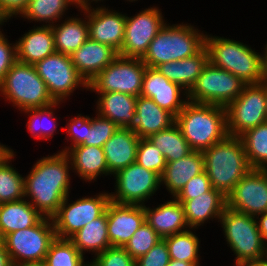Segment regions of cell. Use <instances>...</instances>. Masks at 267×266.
Segmentation results:
<instances>
[{
    "label": "cell",
    "instance_id": "obj_17",
    "mask_svg": "<svg viewBox=\"0 0 267 266\" xmlns=\"http://www.w3.org/2000/svg\"><path fill=\"white\" fill-rule=\"evenodd\" d=\"M187 94L180 85L168 80L156 68L146 67L141 96L151 98L159 107L176 117L188 101ZM184 96L185 99H182Z\"/></svg>",
    "mask_w": 267,
    "mask_h": 266
},
{
    "label": "cell",
    "instance_id": "obj_10",
    "mask_svg": "<svg viewBox=\"0 0 267 266\" xmlns=\"http://www.w3.org/2000/svg\"><path fill=\"white\" fill-rule=\"evenodd\" d=\"M146 65L141 58L118 56L90 82L92 92H121L135 97L141 95Z\"/></svg>",
    "mask_w": 267,
    "mask_h": 266
},
{
    "label": "cell",
    "instance_id": "obj_13",
    "mask_svg": "<svg viewBox=\"0 0 267 266\" xmlns=\"http://www.w3.org/2000/svg\"><path fill=\"white\" fill-rule=\"evenodd\" d=\"M34 66L56 102H64L78 87L88 90V83L78 73L69 55L55 52Z\"/></svg>",
    "mask_w": 267,
    "mask_h": 266
},
{
    "label": "cell",
    "instance_id": "obj_3",
    "mask_svg": "<svg viewBox=\"0 0 267 266\" xmlns=\"http://www.w3.org/2000/svg\"><path fill=\"white\" fill-rule=\"evenodd\" d=\"M204 169L211 187L227 197L251 169L239 137L228 136L203 151Z\"/></svg>",
    "mask_w": 267,
    "mask_h": 266
},
{
    "label": "cell",
    "instance_id": "obj_47",
    "mask_svg": "<svg viewBox=\"0 0 267 266\" xmlns=\"http://www.w3.org/2000/svg\"><path fill=\"white\" fill-rule=\"evenodd\" d=\"M16 61V42L15 44L10 43L3 33L0 32V84Z\"/></svg>",
    "mask_w": 267,
    "mask_h": 266
},
{
    "label": "cell",
    "instance_id": "obj_44",
    "mask_svg": "<svg viewBox=\"0 0 267 266\" xmlns=\"http://www.w3.org/2000/svg\"><path fill=\"white\" fill-rule=\"evenodd\" d=\"M169 262L166 241L161 239L145 255L135 260V266H167Z\"/></svg>",
    "mask_w": 267,
    "mask_h": 266
},
{
    "label": "cell",
    "instance_id": "obj_56",
    "mask_svg": "<svg viewBox=\"0 0 267 266\" xmlns=\"http://www.w3.org/2000/svg\"><path fill=\"white\" fill-rule=\"evenodd\" d=\"M167 266H195L193 263L186 262V261H180L175 259H170V262Z\"/></svg>",
    "mask_w": 267,
    "mask_h": 266
},
{
    "label": "cell",
    "instance_id": "obj_54",
    "mask_svg": "<svg viewBox=\"0 0 267 266\" xmlns=\"http://www.w3.org/2000/svg\"><path fill=\"white\" fill-rule=\"evenodd\" d=\"M236 266H267V262L264 259L244 261Z\"/></svg>",
    "mask_w": 267,
    "mask_h": 266
},
{
    "label": "cell",
    "instance_id": "obj_34",
    "mask_svg": "<svg viewBox=\"0 0 267 266\" xmlns=\"http://www.w3.org/2000/svg\"><path fill=\"white\" fill-rule=\"evenodd\" d=\"M252 169L267 167V122L245 131L239 136Z\"/></svg>",
    "mask_w": 267,
    "mask_h": 266
},
{
    "label": "cell",
    "instance_id": "obj_41",
    "mask_svg": "<svg viewBox=\"0 0 267 266\" xmlns=\"http://www.w3.org/2000/svg\"><path fill=\"white\" fill-rule=\"evenodd\" d=\"M87 119V134L82 145L98 146L103 148L104 143L118 130V126L110 119L100 116Z\"/></svg>",
    "mask_w": 267,
    "mask_h": 266
},
{
    "label": "cell",
    "instance_id": "obj_5",
    "mask_svg": "<svg viewBox=\"0 0 267 266\" xmlns=\"http://www.w3.org/2000/svg\"><path fill=\"white\" fill-rule=\"evenodd\" d=\"M209 61L242 80L246 85L259 84L262 76V54L229 38L205 36Z\"/></svg>",
    "mask_w": 267,
    "mask_h": 266
},
{
    "label": "cell",
    "instance_id": "obj_51",
    "mask_svg": "<svg viewBox=\"0 0 267 266\" xmlns=\"http://www.w3.org/2000/svg\"><path fill=\"white\" fill-rule=\"evenodd\" d=\"M265 46V51L262 54V76L260 83L267 85V44Z\"/></svg>",
    "mask_w": 267,
    "mask_h": 266
},
{
    "label": "cell",
    "instance_id": "obj_36",
    "mask_svg": "<svg viewBox=\"0 0 267 266\" xmlns=\"http://www.w3.org/2000/svg\"><path fill=\"white\" fill-rule=\"evenodd\" d=\"M166 241L170 259L186 261L199 266L200 239L190 228L187 231L176 233L163 238Z\"/></svg>",
    "mask_w": 267,
    "mask_h": 266
},
{
    "label": "cell",
    "instance_id": "obj_40",
    "mask_svg": "<svg viewBox=\"0 0 267 266\" xmlns=\"http://www.w3.org/2000/svg\"><path fill=\"white\" fill-rule=\"evenodd\" d=\"M161 239L157 232L145 221L123 248L136 260L145 255Z\"/></svg>",
    "mask_w": 267,
    "mask_h": 266
},
{
    "label": "cell",
    "instance_id": "obj_26",
    "mask_svg": "<svg viewBox=\"0 0 267 266\" xmlns=\"http://www.w3.org/2000/svg\"><path fill=\"white\" fill-rule=\"evenodd\" d=\"M96 102L100 116L110 119L118 127L132 128L135 124L137 97L121 92H96Z\"/></svg>",
    "mask_w": 267,
    "mask_h": 266
},
{
    "label": "cell",
    "instance_id": "obj_14",
    "mask_svg": "<svg viewBox=\"0 0 267 266\" xmlns=\"http://www.w3.org/2000/svg\"><path fill=\"white\" fill-rule=\"evenodd\" d=\"M115 193H110L111 202L117 204L145 205L161 187V177L137 162L125 167L113 175Z\"/></svg>",
    "mask_w": 267,
    "mask_h": 266
},
{
    "label": "cell",
    "instance_id": "obj_23",
    "mask_svg": "<svg viewBox=\"0 0 267 266\" xmlns=\"http://www.w3.org/2000/svg\"><path fill=\"white\" fill-rule=\"evenodd\" d=\"M185 212L187 224L191 230L198 229L205 221L219 219L227 207V198L217 189L196 196L194 199L178 200Z\"/></svg>",
    "mask_w": 267,
    "mask_h": 266
},
{
    "label": "cell",
    "instance_id": "obj_15",
    "mask_svg": "<svg viewBox=\"0 0 267 266\" xmlns=\"http://www.w3.org/2000/svg\"><path fill=\"white\" fill-rule=\"evenodd\" d=\"M163 18L161 9L155 6L146 8L135 16L128 17L126 14L124 41L118 55L142 58L151 41L166 23Z\"/></svg>",
    "mask_w": 267,
    "mask_h": 266
},
{
    "label": "cell",
    "instance_id": "obj_50",
    "mask_svg": "<svg viewBox=\"0 0 267 266\" xmlns=\"http://www.w3.org/2000/svg\"><path fill=\"white\" fill-rule=\"evenodd\" d=\"M11 260L8 252L5 250L4 244L0 239V266H11Z\"/></svg>",
    "mask_w": 267,
    "mask_h": 266
},
{
    "label": "cell",
    "instance_id": "obj_16",
    "mask_svg": "<svg viewBox=\"0 0 267 266\" xmlns=\"http://www.w3.org/2000/svg\"><path fill=\"white\" fill-rule=\"evenodd\" d=\"M227 207L236 212L256 217L267 212V173L251 169L226 197Z\"/></svg>",
    "mask_w": 267,
    "mask_h": 266
},
{
    "label": "cell",
    "instance_id": "obj_6",
    "mask_svg": "<svg viewBox=\"0 0 267 266\" xmlns=\"http://www.w3.org/2000/svg\"><path fill=\"white\" fill-rule=\"evenodd\" d=\"M0 93L19 111L47 107L56 102L35 66L18 60L1 82Z\"/></svg>",
    "mask_w": 267,
    "mask_h": 266
},
{
    "label": "cell",
    "instance_id": "obj_38",
    "mask_svg": "<svg viewBox=\"0 0 267 266\" xmlns=\"http://www.w3.org/2000/svg\"><path fill=\"white\" fill-rule=\"evenodd\" d=\"M84 256L70 239L56 237L50 244L44 262L46 266H85Z\"/></svg>",
    "mask_w": 267,
    "mask_h": 266
},
{
    "label": "cell",
    "instance_id": "obj_46",
    "mask_svg": "<svg viewBox=\"0 0 267 266\" xmlns=\"http://www.w3.org/2000/svg\"><path fill=\"white\" fill-rule=\"evenodd\" d=\"M211 188L210 179L204 171L201 174L191 178L179 191L175 198L177 200L194 199L196 196L208 192Z\"/></svg>",
    "mask_w": 267,
    "mask_h": 266
},
{
    "label": "cell",
    "instance_id": "obj_7",
    "mask_svg": "<svg viewBox=\"0 0 267 266\" xmlns=\"http://www.w3.org/2000/svg\"><path fill=\"white\" fill-rule=\"evenodd\" d=\"M219 221L227 244L236 255L234 266L263 259L266 242L259 232L256 217L226 207Z\"/></svg>",
    "mask_w": 267,
    "mask_h": 266
},
{
    "label": "cell",
    "instance_id": "obj_37",
    "mask_svg": "<svg viewBox=\"0 0 267 266\" xmlns=\"http://www.w3.org/2000/svg\"><path fill=\"white\" fill-rule=\"evenodd\" d=\"M14 153L0 164V204L25 198L24 176L9 164L16 157Z\"/></svg>",
    "mask_w": 267,
    "mask_h": 266
},
{
    "label": "cell",
    "instance_id": "obj_4",
    "mask_svg": "<svg viewBox=\"0 0 267 266\" xmlns=\"http://www.w3.org/2000/svg\"><path fill=\"white\" fill-rule=\"evenodd\" d=\"M205 36L206 33L191 24L165 23L141 59L147 67L156 68L163 63L195 56L205 47Z\"/></svg>",
    "mask_w": 267,
    "mask_h": 266
},
{
    "label": "cell",
    "instance_id": "obj_21",
    "mask_svg": "<svg viewBox=\"0 0 267 266\" xmlns=\"http://www.w3.org/2000/svg\"><path fill=\"white\" fill-rule=\"evenodd\" d=\"M140 138L131 128L119 127L103 145L107 168L111 175L136 162Z\"/></svg>",
    "mask_w": 267,
    "mask_h": 266
},
{
    "label": "cell",
    "instance_id": "obj_31",
    "mask_svg": "<svg viewBox=\"0 0 267 266\" xmlns=\"http://www.w3.org/2000/svg\"><path fill=\"white\" fill-rule=\"evenodd\" d=\"M82 18L67 17L64 23L52 25L56 52L71 55L89 38V28L87 23V9L82 10Z\"/></svg>",
    "mask_w": 267,
    "mask_h": 266
},
{
    "label": "cell",
    "instance_id": "obj_53",
    "mask_svg": "<svg viewBox=\"0 0 267 266\" xmlns=\"http://www.w3.org/2000/svg\"><path fill=\"white\" fill-rule=\"evenodd\" d=\"M14 152L13 149L6 147L0 143V164L7 159L12 153Z\"/></svg>",
    "mask_w": 267,
    "mask_h": 266
},
{
    "label": "cell",
    "instance_id": "obj_11",
    "mask_svg": "<svg viewBox=\"0 0 267 266\" xmlns=\"http://www.w3.org/2000/svg\"><path fill=\"white\" fill-rule=\"evenodd\" d=\"M67 196L58 211L51 217L56 237L70 239L87 223L100 217L111 202L110 193L102 192L94 197L85 196L72 203Z\"/></svg>",
    "mask_w": 267,
    "mask_h": 266
},
{
    "label": "cell",
    "instance_id": "obj_57",
    "mask_svg": "<svg viewBox=\"0 0 267 266\" xmlns=\"http://www.w3.org/2000/svg\"><path fill=\"white\" fill-rule=\"evenodd\" d=\"M7 20L9 21V19L6 17V15L2 12V10L0 8V26H2L4 24V22H7Z\"/></svg>",
    "mask_w": 267,
    "mask_h": 266
},
{
    "label": "cell",
    "instance_id": "obj_20",
    "mask_svg": "<svg viewBox=\"0 0 267 266\" xmlns=\"http://www.w3.org/2000/svg\"><path fill=\"white\" fill-rule=\"evenodd\" d=\"M118 56V52L109 45L99 43L90 38L70 55L78 73L87 83Z\"/></svg>",
    "mask_w": 267,
    "mask_h": 266
},
{
    "label": "cell",
    "instance_id": "obj_27",
    "mask_svg": "<svg viewBox=\"0 0 267 266\" xmlns=\"http://www.w3.org/2000/svg\"><path fill=\"white\" fill-rule=\"evenodd\" d=\"M204 171L203 153L192 151L186 157L166 162L161 185H165L172 197H175L191 178Z\"/></svg>",
    "mask_w": 267,
    "mask_h": 266
},
{
    "label": "cell",
    "instance_id": "obj_30",
    "mask_svg": "<svg viewBox=\"0 0 267 266\" xmlns=\"http://www.w3.org/2000/svg\"><path fill=\"white\" fill-rule=\"evenodd\" d=\"M43 217L25 198L0 204V239L36 225Z\"/></svg>",
    "mask_w": 267,
    "mask_h": 266
},
{
    "label": "cell",
    "instance_id": "obj_28",
    "mask_svg": "<svg viewBox=\"0 0 267 266\" xmlns=\"http://www.w3.org/2000/svg\"><path fill=\"white\" fill-rule=\"evenodd\" d=\"M209 61V54L204 47L195 56L160 64L156 69L171 82L177 83L189 92Z\"/></svg>",
    "mask_w": 267,
    "mask_h": 266
},
{
    "label": "cell",
    "instance_id": "obj_59",
    "mask_svg": "<svg viewBox=\"0 0 267 266\" xmlns=\"http://www.w3.org/2000/svg\"><path fill=\"white\" fill-rule=\"evenodd\" d=\"M265 97H266V120H267V85L265 84Z\"/></svg>",
    "mask_w": 267,
    "mask_h": 266
},
{
    "label": "cell",
    "instance_id": "obj_19",
    "mask_svg": "<svg viewBox=\"0 0 267 266\" xmlns=\"http://www.w3.org/2000/svg\"><path fill=\"white\" fill-rule=\"evenodd\" d=\"M106 212L108 237L112 247H124L134 232L145 222L143 205L110 202Z\"/></svg>",
    "mask_w": 267,
    "mask_h": 266
},
{
    "label": "cell",
    "instance_id": "obj_39",
    "mask_svg": "<svg viewBox=\"0 0 267 266\" xmlns=\"http://www.w3.org/2000/svg\"><path fill=\"white\" fill-rule=\"evenodd\" d=\"M60 103L61 102H55L47 107L27 109L23 111L25 114H28V116L30 114L26 124L32 137L49 140V138L51 139L52 136H54V132H56L58 125L56 123L57 120H55L56 117L53 115V110L56 109Z\"/></svg>",
    "mask_w": 267,
    "mask_h": 266
},
{
    "label": "cell",
    "instance_id": "obj_45",
    "mask_svg": "<svg viewBox=\"0 0 267 266\" xmlns=\"http://www.w3.org/2000/svg\"><path fill=\"white\" fill-rule=\"evenodd\" d=\"M89 116H84L81 114H78L77 116L71 118L67 122L66 129L63 127L62 130H65L67 132V137H70L71 139L70 147L66 146L64 149H62L60 152L66 153L69 148H73L79 145H82L85 141V137L87 134V119Z\"/></svg>",
    "mask_w": 267,
    "mask_h": 266
},
{
    "label": "cell",
    "instance_id": "obj_8",
    "mask_svg": "<svg viewBox=\"0 0 267 266\" xmlns=\"http://www.w3.org/2000/svg\"><path fill=\"white\" fill-rule=\"evenodd\" d=\"M56 238L53 221L43 217L36 225L5 235L1 240L11 263L44 261Z\"/></svg>",
    "mask_w": 267,
    "mask_h": 266
},
{
    "label": "cell",
    "instance_id": "obj_42",
    "mask_svg": "<svg viewBox=\"0 0 267 266\" xmlns=\"http://www.w3.org/2000/svg\"><path fill=\"white\" fill-rule=\"evenodd\" d=\"M136 162L145 169L157 173L160 177L166 166L164 155L148 138H140Z\"/></svg>",
    "mask_w": 267,
    "mask_h": 266
},
{
    "label": "cell",
    "instance_id": "obj_12",
    "mask_svg": "<svg viewBox=\"0 0 267 266\" xmlns=\"http://www.w3.org/2000/svg\"><path fill=\"white\" fill-rule=\"evenodd\" d=\"M226 113L229 136L239 137L267 122L265 84L245 85L239 96L226 107Z\"/></svg>",
    "mask_w": 267,
    "mask_h": 266
},
{
    "label": "cell",
    "instance_id": "obj_32",
    "mask_svg": "<svg viewBox=\"0 0 267 266\" xmlns=\"http://www.w3.org/2000/svg\"><path fill=\"white\" fill-rule=\"evenodd\" d=\"M70 240L84 256L85 252H92L96 257L107 248L112 247L107 231V212L87 223Z\"/></svg>",
    "mask_w": 267,
    "mask_h": 266
},
{
    "label": "cell",
    "instance_id": "obj_52",
    "mask_svg": "<svg viewBox=\"0 0 267 266\" xmlns=\"http://www.w3.org/2000/svg\"><path fill=\"white\" fill-rule=\"evenodd\" d=\"M94 1L98 3V1H101V0H72L73 4L76 5L77 8H80L81 11L92 8L91 2H94Z\"/></svg>",
    "mask_w": 267,
    "mask_h": 266
},
{
    "label": "cell",
    "instance_id": "obj_24",
    "mask_svg": "<svg viewBox=\"0 0 267 266\" xmlns=\"http://www.w3.org/2000/svg\"><path fill=\"white\" fill-rule=\"evenodd\" d=\"M176 117L159 107L151 98L138 96L135 107V124L131 128L139 138H148L152 134L171 127Z\"/></svg>",
    "mask_w": 267,
    "mask_h": 266
},
{
    "label": "cell",
    "instance_id": "obj_22",
    "mask_svg": "<svg viewBox=\"0 0 267 266\" xmlns=\"http://www.w3.org/2000/svg\"><path fill=\"white\" fill-rule=\"evenodd\" d=\"M172 198L155 208L143 205L145 221L162 239L189 229L182 204L175 197Z\"/></svg>",
    "mask_w": 267,
    "mask_h": 266
},
{
    "label": "cell",
    "instance_id": "obj_9",
    "mask_svg": "<svg viewBox=\"0 0 267 266\" xmlns=\"http://www.w3.org/2000/svg\"><path fill=\"white\" fill-rule=\"evenodd\" d=\"M245 85L234 74L208 61L188 92L187 99L192 102L227 107L239 96Z\"/></svg>",
    "mask_w": 267,
    "mask_h": 266
},
{
    "label": "cell",
    "instance_id": "obj_60",
    "mask_svg": "<svg viewBox=\"0 0 267 266\" xmlns=\"http://www.w3.org/2000/svg\"><path fill=\"white\" fill-rule=\"evenodd\" d=\"M85 266H96V265H94V264L92 263V261H91V262H88Z\"/></svg>",
    "mask_w": 267,
    "mask_h": 266
},
{
    "label": "cell",
    "instance_id": "obj_2",
    "mask_svg": "<svg viewBox=\"0 0 267 266\" xmlns=\"http://www.w3.org/2000/svg\"><path fill=\"white\" fill-rule=\"evenodd\" d=\"M175 123L192 151L203 152L229 136L226 107L218 105L188 100Z\"/></svg>",
    "mask_w": 267,
    "mask_h": 266
},
{
    "label": "cell",
    "instance_id": "obj_33",
    "mask_svg": "<svg viewBox=\"0 0 267 266\" xmlns=\"http://www.w3.org/2000/svg\"><path fill=\"white\" fill-rule=\"evenodd\" d=\"M148 139L162 152L166 162L186 157L192 152L176 123L165 130L152 134Z\"/></svg>",
    "mask_w": 267,
    "mask_h": 266
},
{
    "label": "cell",
    "instance_id": "obj_48",
    "mask_svg": "<svg viewBox=\"0 0 267 266\" xmlns=\"http://www.w3.org/2000/svg\"><path fill=\"white\" fill-rule=\"evenodd\" d=\"M30 0H0V8L8 19L22 15Z\"/></svg>",
    "mask_w": 267,
    "mask_h": 266
},
{
    "label": "cell",
    "instance_id": "obj_25",
    "mask_svg": "<svg viewBox=\"0 0 267 266\" xmlns=\"http://www.w3.org/2000/svg\"><path fill=\"white\" fill-rule=\"evenodd\" d=\"M42 25L36 28L34 26L16 41L18 61L35 65L56 52L52 26Z\"/></svg>",
    "mask_w": 267,
    "mask_h": 266
},
{
    "label": "cell",
    "instance_id": "obj_1",
    "mask_svg": "<svg viewBox=\"0 0 267 266\" xmlns=\"http://www.w3.org/2000/svg\"><path fill=\"white\" fill-rule=\"evenodd\" d=\"M71 161L66 153L40 158L24 177L25 199L44 217L51 218L69 196Z\"/></svg>",
    "mask_w": 267,
    "mask_h": 266
},
{
    "label": "cell",
    "instance_id": "obj_35",
    "mask_svg": "<svg viewBox=\"0 0 267 266\" xmlns=\"http://www.w3.org/2000/svg\"><path fill=\"white\" fill-rule=\"evenodd\" d=\"M70 5H74L72 0H30L21 17L52 26L63 18Z\"/></svg>",
    "mask_w": 267,
    "mask_h": 266
},
{
    "label": "cell",
    "instance_id": "obj_43",
    "mask_svg": "<svg viewBox=\"0 0 267 266\" xmlns=\"http://www.w3.org/2000/svg\"><path fill=\"white\" fill-rule=\"evenodd\" d=\"M92 261L96 266H135V259L123 247H109Z\"/></svg>",
    "mask_w": 267,
    "mask_h": 266
},
{
    "label": "cell",
    "instance_id": "obj_29",
    "mask_svg": "<svg viewBox=\"0 0 267 266\" xmlns=\"http://www.w3.org/2000/svg\"><path fill=\"white\" fill-rule=\"evenodd\" d=\"M71 164L72 172L79 175L84 181H95L100 175H110L107 168L104 150L98 146L79 145L69 148L66 152Z\"/></svg>",
    "mask_w": 267,
    "mask_h": 266
},
{
    "label": "cell",
    "instance_id": "obj_49",
    "mask_svg": "<svg viewBox=\"0 0 267 266\" xmlns=\"http://www.w3.org/2000/svg\"><path fill=\"white\" fill-rule=\"evenodd\" d=\"M260 216V218H259ZM259 232L265 242H267V212L256 216Z\"/></svg>",
    "mask_w": 267,
    "mask_h": 266
},
{
    "label": "cell",
    "instance_id": "obj_18",
    "mask_svg": "<svg viewBox=\"0 0 267 266\" xmlns=\"http://www.w3.org/2000/svg\"><path fill=\"white\" fill-rule=\"evenodd\" d=\"M89 38L109 45L118 53L122 48L125 33L126 15L98 7L87 9Z\"/></svg>",
    "mask_w": 267,
    "mask_h": 266
},
{
    "label": "cell",
    "instance_id": "obj_55",
    "mask_svg": "<svg viewBox=\"0 0 267 266\" xmlns=\"http://www.w3.org/2000/svg\"><path fill=\"white\" fill-rule=\"evenodd\" d=\"M11 266H46L44 261H31V262H21V263H15Z\"/></svg>",
    "mask_w": 267,
    "mask_h": 266
},
{
    "label": "cell",
    "instance_id": "obj_58",
    "mask_svg": "<svg viewBox=\"0 0 267 266\" xmlns=\"http://www.w3.org/2000/svg\"><path fill=\"white\" fill-rule=\"evenodd\" d=\"M263 259L267 262V243H265Z\"/></svg>",
    "mask_w": 267,
    "mask_h": 266
}]
</instances>
